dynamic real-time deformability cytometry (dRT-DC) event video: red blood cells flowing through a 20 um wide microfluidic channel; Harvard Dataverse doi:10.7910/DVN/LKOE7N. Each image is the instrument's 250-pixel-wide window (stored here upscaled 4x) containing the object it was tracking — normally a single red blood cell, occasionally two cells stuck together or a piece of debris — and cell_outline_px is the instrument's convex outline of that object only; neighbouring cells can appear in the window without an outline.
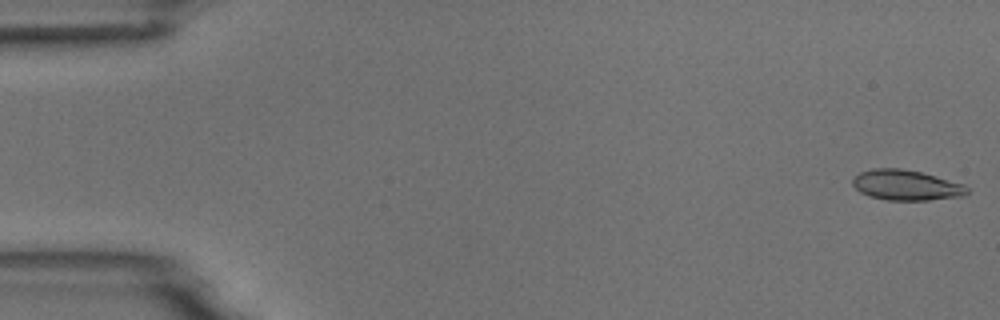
{"species": "common noctule bat (a hibernating species)", "species_latin": "Nyctalus noctula", "temperature_condition": "room temperature", "stored_images_in_passage": 5, "camera_frame_rate_fps": 3000, "um_per_image_px": 0.085, "animal": {"sex": "male", "body_mass_g": 18.8}, "frame": {"image": 1, "passage_image": 1, "time_ms": 0.0, "image_size_px": [1000, 320], "cell_outline_px": [[968, 192], [964, 196], [928, 200], [888, 200], [868, 196], [860, 192], [852, 184], [852, 180], [860, 172], [872, 168], [900, 168], [920, 172], [936, 176], [964, 184], [968, 188]], "centroid_in_image_um": [77.02, 15.74], "position_along_channel_um": 8.0, "area_um2": 20.23}}
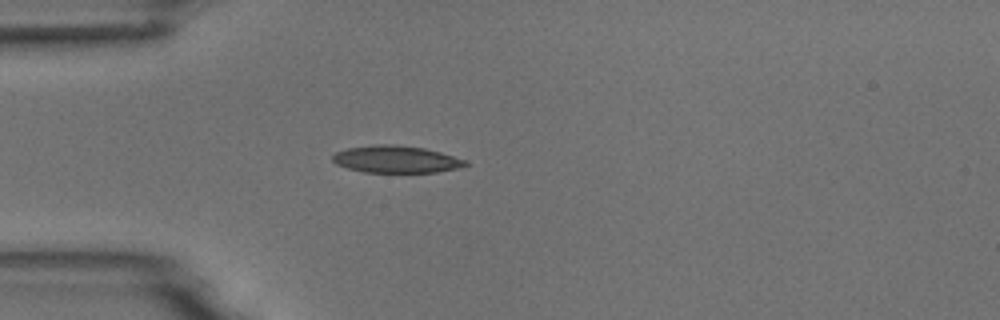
{"frame": {"image": 2, "passage_image": 5, "time_ms": 4.667, "image_size_px": [1000, 320], "cell_outline_px": [[468, 164], [456, 168], [436, 172], [364, 172], [348, 168], [336, 164], [332, 160], [332, 156], [336, 152], [348, 148], [376, 144], [396, 144], [424, 148], [440, 152], [468, 160]], "centroid_in_image_um": [33.66, 13.53], "position_along_channel_um": 51.3, "area_um2": 20.92}}